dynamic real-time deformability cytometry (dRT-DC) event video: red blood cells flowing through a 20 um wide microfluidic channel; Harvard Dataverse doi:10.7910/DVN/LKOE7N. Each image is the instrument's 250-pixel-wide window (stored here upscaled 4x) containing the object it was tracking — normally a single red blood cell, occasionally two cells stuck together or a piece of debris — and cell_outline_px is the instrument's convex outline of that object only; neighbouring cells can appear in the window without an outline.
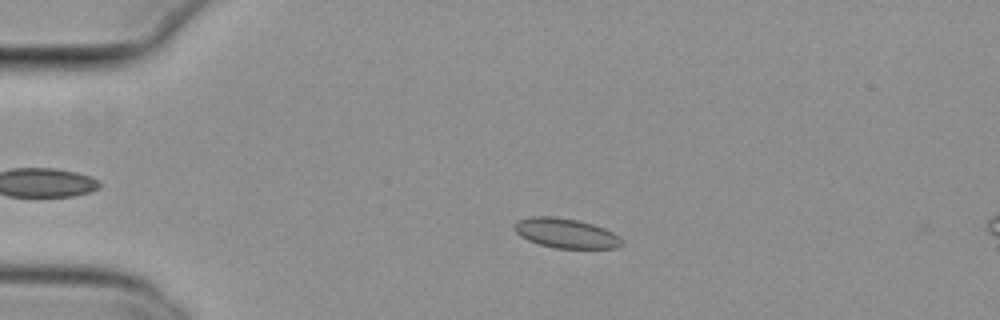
{"species": "common noctule bat (a hibernating species)", "species_latin": "Nyctalus noctula", "temperature_condition": "cold", "stored_images_in_passage": 55, "camera_frame_rate_fps": 3000, "um_per_image_px": 0.085, "animal": {"sex": "female", "body_mass_g": 29.2, "forearm_length_mm": 56.3}, "frame": {"image": 1, "passage_image": 12, "time_ms": 3.667, "image_size_px": [1000, 320], "cell_outline_px": [[624, 244], [616, 248], [556, 248], [540, 244], [528, 240], [520, 236], [512, 228], [512, 224], [516, 220], [528, 216], [552, 216], [580, 220], [604, 228], [620, 236], [624, 240]], "centroid_in_image_um": [48.08, 19.81], "position_along_channel_um": 36.9, "area_um2": 18.9}}
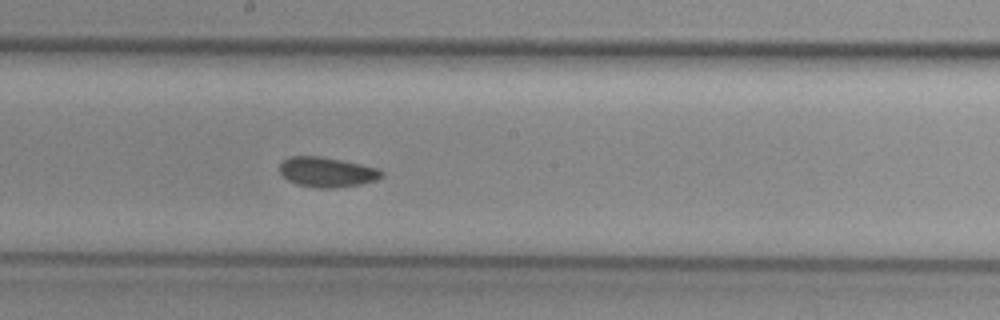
{"frame": {"image": 2, "passage_image": 30, "time_ms": 9.667, "image_size_px": [1000, 320], "cell_outline_px": [[384, 176], [376, 180], [360, 184], [332, 188], [316, 188], [296, 184], [288, 180], [280, 172], [280, 164], [288, 156], [320, 156], [360, 164], [376, 168], [384, 172]], "centroid_in_image_um": [27.78, 14.63], "position_along_channel_um": 220.4, "area_um2": 17.69}}
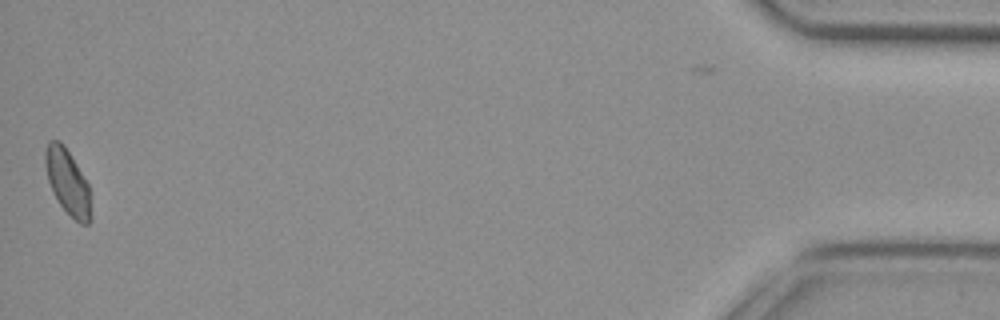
{"frame": {"image": 3, "passage_image": 54, "time_ms": 17.667, "image_size_px": [1000, 320], "cell_outline_px": [[92, 216], [88, 224], [80, 224], [60, 204], [52, 192], [48, 180], [44, 164], [44, 152], [48, 140], [60, 140], [64, 144], [88, 184]], "centroid_in_image_um": [5.73, 15.44], "position_along_channel_um": 429.5, "area_um2": 17.34}, "authors_computed_cell_mechanics": {"area_um2": 17.8602, "velocity_mm_per_s": 3.794, "shape_relaxation_time_tau1_ms": null, "shape_relaxation_time_tau2_ms": 3.6172, "deformation_change_tau1": null, "deformation_change_tau2": 0.0676}}